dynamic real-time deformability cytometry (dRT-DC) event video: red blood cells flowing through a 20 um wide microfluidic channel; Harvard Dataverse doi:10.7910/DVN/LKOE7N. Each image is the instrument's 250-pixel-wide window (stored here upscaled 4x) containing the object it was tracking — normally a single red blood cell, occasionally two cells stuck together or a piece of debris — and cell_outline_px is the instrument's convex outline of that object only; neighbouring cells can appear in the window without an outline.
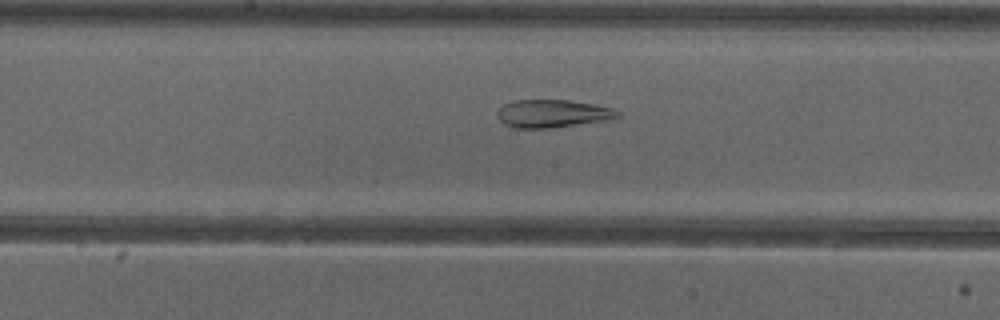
{"species": "common noctule bat (a hibernating species)", "species_latin": "Nyctalus noctula", "temperature_condition": "cold", "stored_images_in_passage": 53, "segment_of_instrument_passage": [2, 2], "camera_frame_rate_fps": 3000, "um_per_image_px": 0.085, "animal": {"sex": "female"}, "frame": {"image": 1, "passage_image": 28, "time_ms": 9.0, "image_size_px": [1000, 320], "cell_outline_px": [[620, 116], [612, 120], [548, 128], [512, 128], [504, 124], [500, 120], [496, 112], [504, 104], [516, 100], [568, 100], [596, 104], [616, 108], [620, 112]], "centroid_in_image_um": [47.03, 9.65], "position_along_channel_um": 201.2, "area_um2": 19.83}}
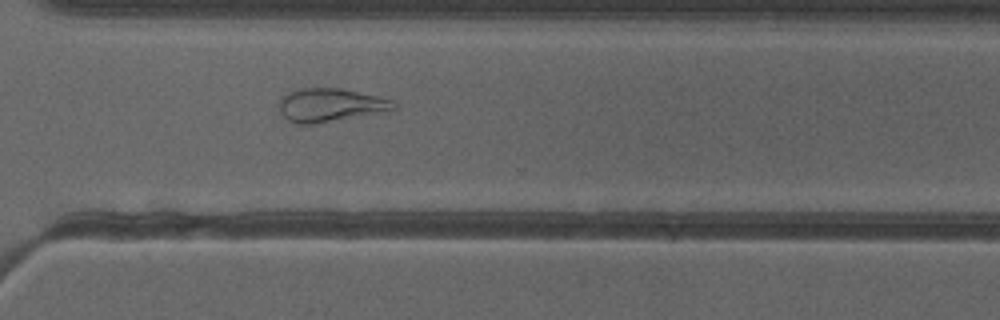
{"frame": {"image": 2, "passage_image": 39, "time_ms": 12.667, "image_size_px": [1000, 320], "cell_outline_px": [[396, 112], [316, 124], [296, 124], [288, 120], [280, 112], [280, 96], [300, 88], [340, 88], [376, 96], [392, 100], [396, 104]], "centroid_in_image_um": [28.17, 8.96], "position_along_channel_um": 342.4, "area_um2": 22.95}}
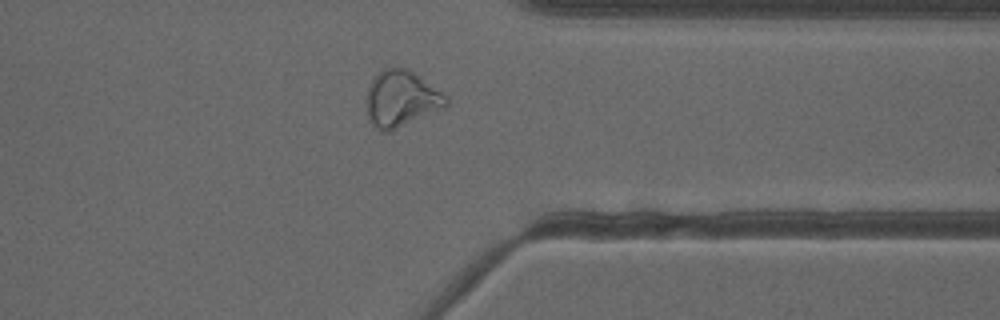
{"frame": {"image": 3, "passage_image": 42, "time_ms": 13.667, "image_size_px": [1000, 320], "cell_outline_px": [[448, 104], [444, 108], [388, 132], [380, 132], [372, 128], [368, 120], [364, 100], [368, 84], [372, 76], [384, 68], [404, 68], [412, 72], [448, 96]], "centroid_in_image_um": [34.02, 8.42], "position_along_channel_um": 377.4, "area_um2": 26.59}}